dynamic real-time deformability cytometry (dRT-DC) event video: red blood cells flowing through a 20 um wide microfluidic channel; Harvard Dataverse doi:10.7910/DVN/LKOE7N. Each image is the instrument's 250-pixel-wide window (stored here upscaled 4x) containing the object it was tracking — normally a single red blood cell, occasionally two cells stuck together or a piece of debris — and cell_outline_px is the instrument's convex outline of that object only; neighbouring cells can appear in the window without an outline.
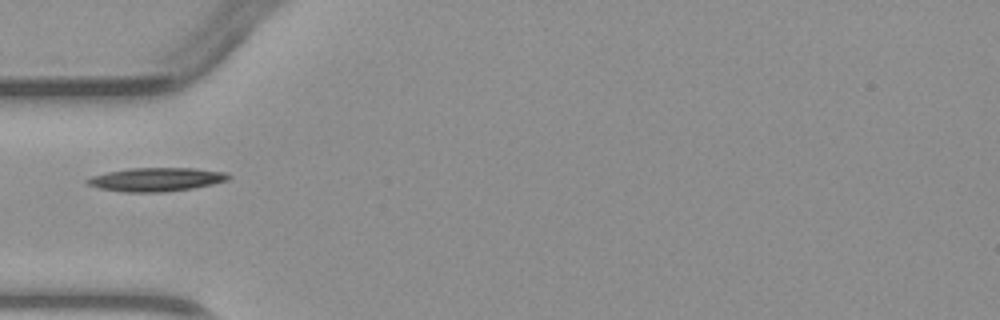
{"species": "common noctule bat (a hibernating species)", "species_latin": "Nyctalus noctula", "temperature_condition": "warm", "stored_images_in_passage": 5, "camera_frame_rate_fps": 3000, "um_per_image_px": 0.085, "animal": {"sex": "male", "body_mass_g": 23.1, "forearm_length_mm": 52.7}, "frame": {"image": 1, "passage_image": 4, "time_ms": 4.667, "image_size_px": [1000, 320], "cell_outline_px": [[232, 176], [228, 180], [212, 184], [192, 188], [164, 192], [124, 192], [100, 188], [88, 184], [84, 180], [92, 176], [108, 172], [132, 168], [192, 168], [228, 172]], "centroid_in_image_um": [13.32, 15.25], "position_along_channel_um": 71.7, "area_um2": 19.36}}
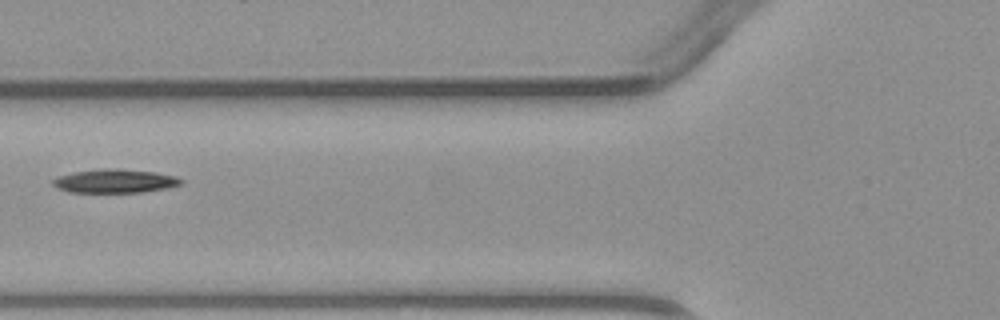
{"frame": {"image": 2, "passage_image": 5, "time_ms": 5.667, "image_size_px": [1000, 320], "cell_outline_px": [[184, 184], [168, 188], [144, 192], [68, 192], [56, 188], [52, 184], [52, 180], [56, 176], [72, 172], [104, 168], [116, 168], [156, 172], [176, 176], [184, 180]], "centroid_in_image_um": [9.78, 15.38], "position_along_channel_um": 116.0, "area_um2": 18.03}}